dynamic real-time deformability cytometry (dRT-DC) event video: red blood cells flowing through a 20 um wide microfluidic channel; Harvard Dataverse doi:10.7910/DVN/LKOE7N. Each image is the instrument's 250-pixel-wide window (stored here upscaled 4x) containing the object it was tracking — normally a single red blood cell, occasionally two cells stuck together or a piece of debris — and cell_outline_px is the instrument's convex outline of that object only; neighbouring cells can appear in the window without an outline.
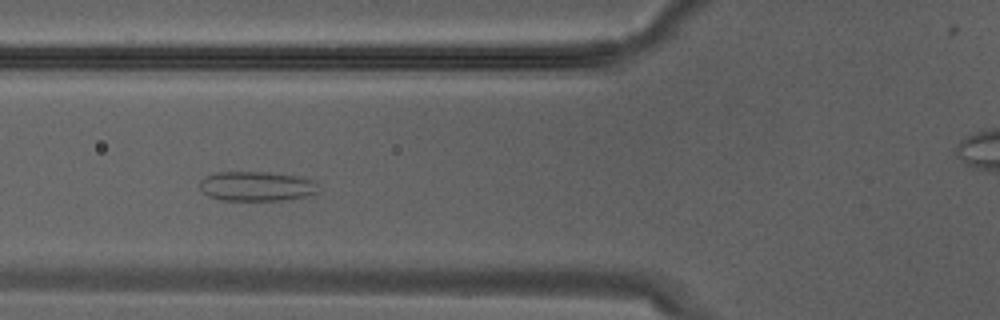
{"species": "Egyptian fruit bat (a non-hibernating species)", "species_latin": "Rousettus aegyptiacus", "temperature_condition": "warm", "stored_images_in_passage": 17, "camera_frame_rate_fps": 3000, "um_per_image_px": 0.085, "animal": {"sex": "male"}, "frame": {"image": 1, "passage_image": 12, "time_ms": 3.667, "image_size_px": [1000, 320], "cell_outline_px": [[316, 192], [304, 196], [280, 200], [224, 200], [208, 196], [200, 188], [200, 180], [204, 176], [220, 172], [268, 172], [296, 176], [312, 180], [316, 184]], "centroid_in_image_um": [21.74, 15.82], "position_along_channel_um": 104.1, "area_um2": 20.11}}
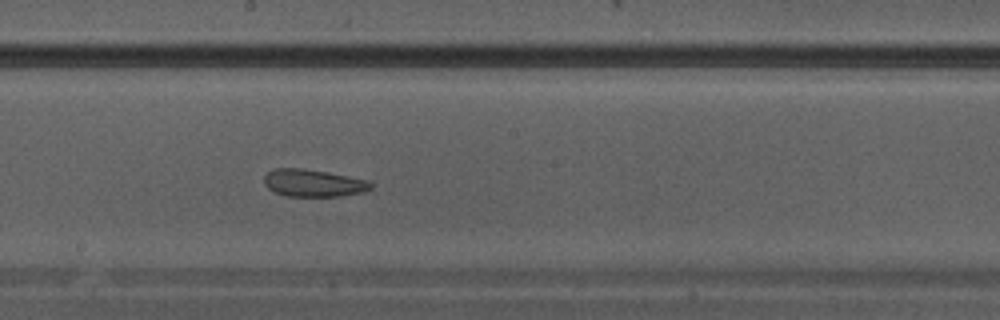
{"frame": {"image": 2, "passage_image": 17, "time_ms": 5.333, "image_size_px": [1000, 320], "cell_outline_px": [[372, 188], [364, 192], [340, 196], [288, 196], [276, 192], [268, 188], [264, 184], [264, 176], [272, 168], [304, 168], [328, 172], [368, 180], [372, 184]], "centroid_in_image_um": [26.63, 15.55], "position_along_channel_um": 221.6, "area_um2": 17.05}}